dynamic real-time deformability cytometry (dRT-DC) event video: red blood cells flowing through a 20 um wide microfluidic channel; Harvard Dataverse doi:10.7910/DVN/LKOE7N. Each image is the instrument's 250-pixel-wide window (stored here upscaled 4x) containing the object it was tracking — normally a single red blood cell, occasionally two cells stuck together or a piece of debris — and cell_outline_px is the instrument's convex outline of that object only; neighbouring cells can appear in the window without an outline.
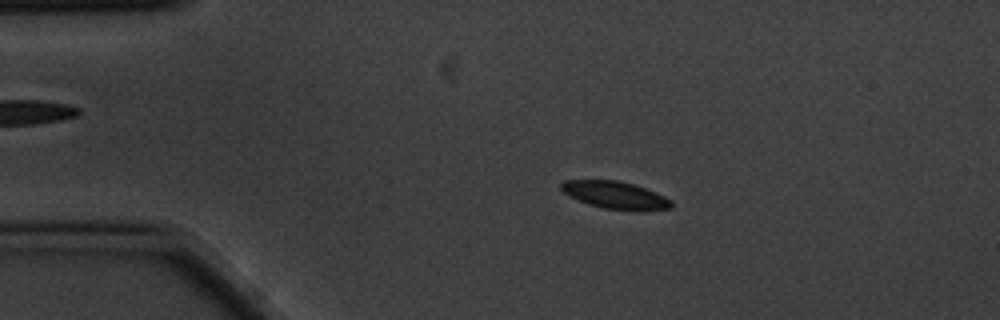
{"species": "common noctule bat (a hibernating species)", "species_latin": "Nyctalus noctula", "temperature_condition": "cold", "stored_images_in_passage": 6, "camera_frame_rate_fps": 3000, "um_per_image_px": 0.085, "animal": {"sex": "male", "body_mass_g": 20.1, "forearm_length_mm": 53.5}, "frame": {"image": 1, "passage_image": 2, "time_ms": 0.333, "image_size_px": [1000, 320], "cell_outline_px": [[672, 208], [644, 212], [636, 212], [604, 208], [588, 204], [564, 192], [560, 188], [560, 184], [564, 180], [616, 180], [632, 184], [656, 192], [672, 200]], "centroid_in_image_um": [52.36, 16.61], "position_along_channel_um": 32.6, "area_um2": 17.74}}